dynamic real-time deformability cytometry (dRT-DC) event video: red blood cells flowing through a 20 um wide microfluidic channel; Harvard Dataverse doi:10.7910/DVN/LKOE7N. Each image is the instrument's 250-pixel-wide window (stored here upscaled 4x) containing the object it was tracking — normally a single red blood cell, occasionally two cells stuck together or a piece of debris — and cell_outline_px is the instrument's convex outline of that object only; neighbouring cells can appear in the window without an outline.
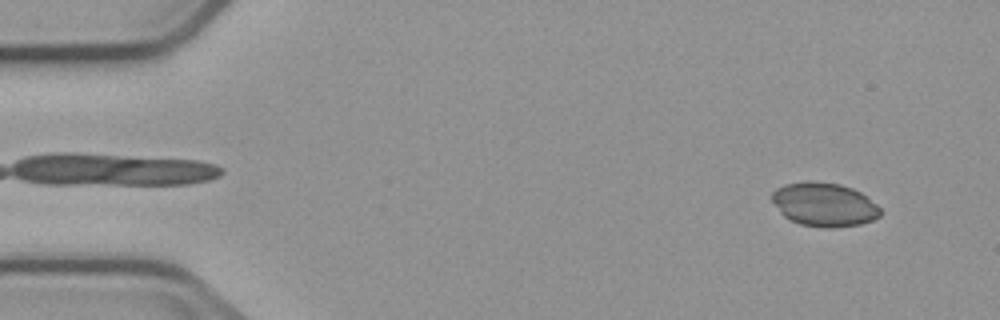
{"species": "common noctule bat (a hibernating species)", "species_latin": "Nyctalus noctula", "temperature_condition": "cold", "stored_images_in_passage": 4, "camera_frame_rate_fps": 3000, "um_per_image_px": 0.085, "animal": {"sex": "male", "body_mass_g": 23.1, "forearm_length_mm": 52.7}, "frame": {"image": 1, "passage_image": 1, "time_ms": 0.0, "image_size_px": [1000, 320], "cell_outline_px": [[880, 216], [872, 220], [860, 224], [832, 228], [828, 228], [800, 224], [784, 216], [780, 212], [772, 200], [772, 192], [776, 188], [784, 184], [840, 184], [852, 188], [868, 196], [880, 208]], "centroid_in_image_um": [70.09, 17.42], "position_along_channel_um": 14.9, "area_um2": 26.88}}